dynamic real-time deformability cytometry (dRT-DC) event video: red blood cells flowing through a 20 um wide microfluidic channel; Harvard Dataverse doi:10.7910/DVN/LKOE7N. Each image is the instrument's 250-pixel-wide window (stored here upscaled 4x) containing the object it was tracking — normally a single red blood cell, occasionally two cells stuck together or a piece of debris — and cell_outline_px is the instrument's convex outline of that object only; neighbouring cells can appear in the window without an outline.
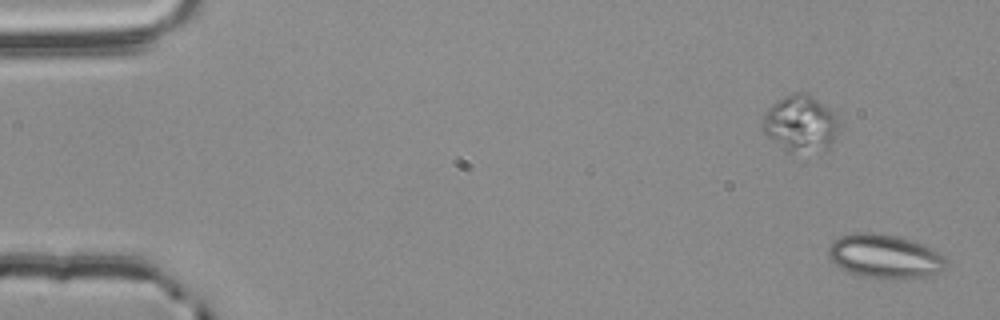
{"species": "common noctule bat (a hibernating species)", "species_latin": "Nyctalus noctula", "temperature_condition": "room temperature", "stored_images_in_passage": 55, "camera_frame_rate_fps": 3000, "um_per_image_px": 0.085, "animal": {"sex": "male", "body_mass_g": 20.4}, "frame": {"image": 1, "passage_image": 1, "time_ms": 0.0, "image_size_px": [1000, 320], "cell_outline_px": [[944, 268], [940, 272], [912, 280], [896, 280], [860, 276], [848, 272], [840, 268], [828, 256], [828, 248], [832, 240], [840, 236], [856, 232], [876, 232], [900, 236], [924, 244], [944, 256]], "centroid_in_image_um": [75.19, 21.8], "position_along_channel_um": 9.8, "area_um2": 30.69}}
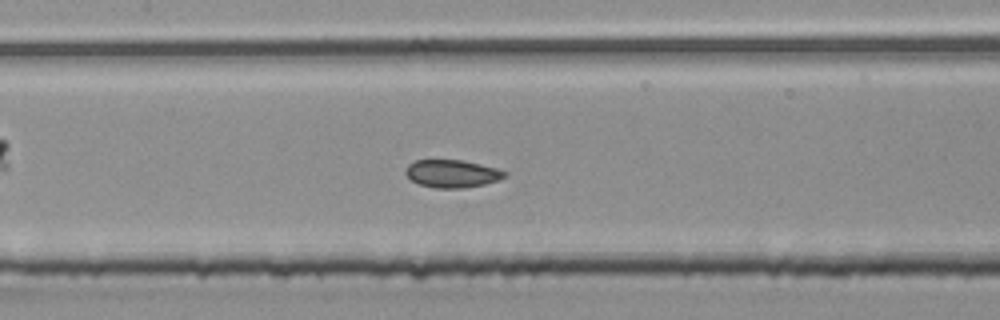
{"frame": {"image": 2, "passage_image": 26, "time_ms": 8.333, "image_size_px": [1000, 320], "cell_outline_px": [[508, 176], [484, 184], [464, 188], [436, 188], [420, 184], [412, 180], [404, 172], [408, 164], [416, 160], [460, 160], [480, 164], [496, 168], [508, 172]], "centroid_in_image_um": [38.43, 14.76], "position_along_channel_um": 169.0, "area_um2": 15.9}}
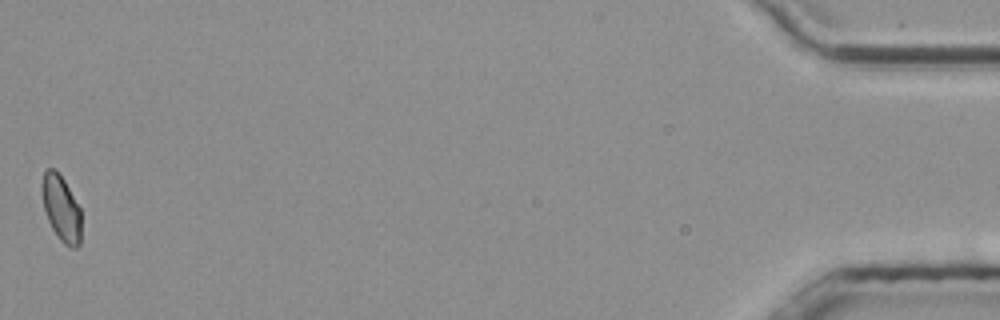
{"frame": {"image": 3, "passage_image": 55, "time_ms": 18.0, "image_size_px": [1000, 320], "cell_outline_px": [[80, 244], [76, 248], [72, 248], [64, 244], [60, 240], [52, 228], [48, 220], [44, 208], [40, 192], [40, 184], [44, 172], [48, 168], [52, 168], [64, 180], [80, 208]], "centroid_in_image_um": [5.18, 17.71], "position_along_channel_um": 430.0, "area_um2": 15.03}, "authors_computed_cell_mechanics": {"area_um2": 16.0684, "velocity_mm_per_s": 3.7628, "shape_relaxation_time_tau1_ms": null, "shape_relaxation_time_tau2_ms": 1.6777, "deformation_change_tau1": null, "deformation_change_tau2": 0.0529}}